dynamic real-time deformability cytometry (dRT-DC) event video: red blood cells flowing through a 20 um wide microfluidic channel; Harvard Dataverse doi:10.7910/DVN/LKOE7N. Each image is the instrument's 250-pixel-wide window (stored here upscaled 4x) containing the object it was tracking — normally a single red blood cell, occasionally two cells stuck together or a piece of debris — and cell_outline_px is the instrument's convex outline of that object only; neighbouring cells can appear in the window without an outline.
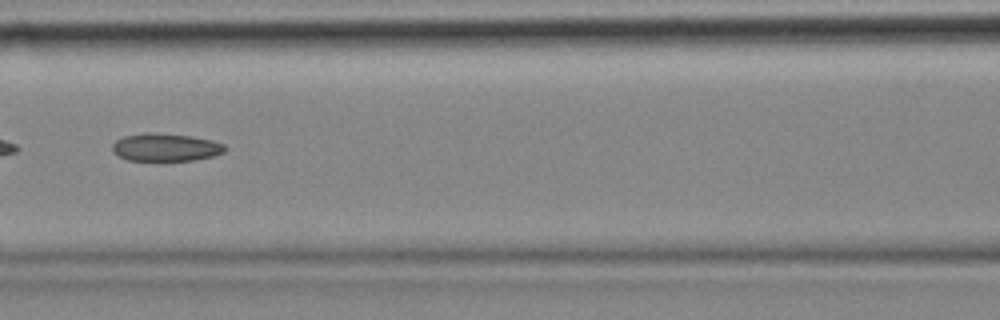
{"species": "common noctule bat (a hibernating species)", "species_latin": "Nyctalus noctula", "temperature_condition": "cold", "stored_images_in_passage": 57, "camera_frame_rate_fps": 3000, "um_per_image_px": 0.085, "animal": {"sex": "female", "body_mass_g": 18.4}, "frame": {"image": 1, "passage_image": 25, "time_ms": 8.0, "image_size_px": [1000, 320], "cell_outline_px": [[228, 148], [224, 152], [212, 156], [196, 160], [128, 160], [112, 152], [112, 144], [116, 140], [124, 136], [144, 132], [156, 132], [192, 136], [212, 140], [224, 144]], "centroid_in_image_um": [14.08, 12.5], "position_along_channel_um": 152.5, "area_um2": 18.38}, "authors_computed_cell_mechanics": {"area_um2": 18.7272, "velocity_mm_per_s": 3.4794, "shape_relaxation_time_tau1_ms": null, "shape_relaxation_time_tau2_ms": 8.1293, "deformation_change_tau1": null, "deformation_change_tau2": 0.1724}}